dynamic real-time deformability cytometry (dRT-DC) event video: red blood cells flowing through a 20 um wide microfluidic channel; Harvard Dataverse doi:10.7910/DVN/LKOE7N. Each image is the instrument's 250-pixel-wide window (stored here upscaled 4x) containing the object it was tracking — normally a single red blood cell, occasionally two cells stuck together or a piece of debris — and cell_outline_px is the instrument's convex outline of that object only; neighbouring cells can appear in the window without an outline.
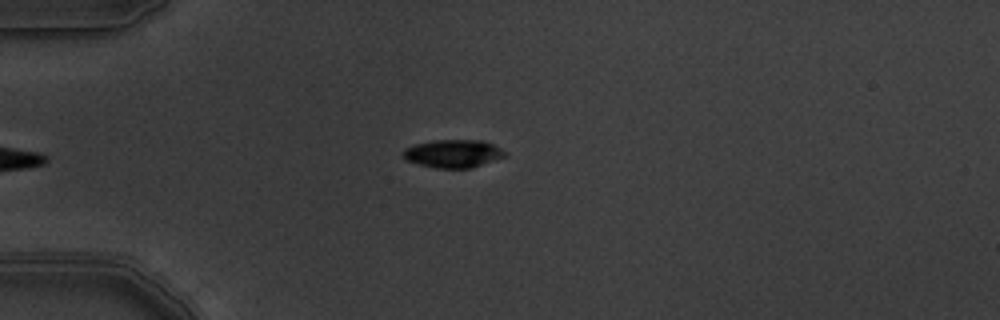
{"species": "common noctule bat (a hibernating species)", "species_latin": "Nyctalus noctula", "temperature_condition": "warm", "stored_images_in_passage": 5, "camera_frame_rate_fps": 3000, "um_per_image_px": 0.085, "animal": {"sex": "male", "body_mass_g": 19.5, "forearm_length_mm": 54.6}, "frame": {"image": 1, "passage_image": 5, "time_ms": 1.333, "image_size_px": [1000, 320], "cell_outline_px": [[508, 156], [472, 168], [436, 168], [404, 160], [400, 152], [404, 148], [416, 144], [432, 140], [484, 140], [500, 148]], "centroid_in_image_um": [38.49, 13.05], "position_along_channel_um": 46.5, "area_um2": 16.82}}